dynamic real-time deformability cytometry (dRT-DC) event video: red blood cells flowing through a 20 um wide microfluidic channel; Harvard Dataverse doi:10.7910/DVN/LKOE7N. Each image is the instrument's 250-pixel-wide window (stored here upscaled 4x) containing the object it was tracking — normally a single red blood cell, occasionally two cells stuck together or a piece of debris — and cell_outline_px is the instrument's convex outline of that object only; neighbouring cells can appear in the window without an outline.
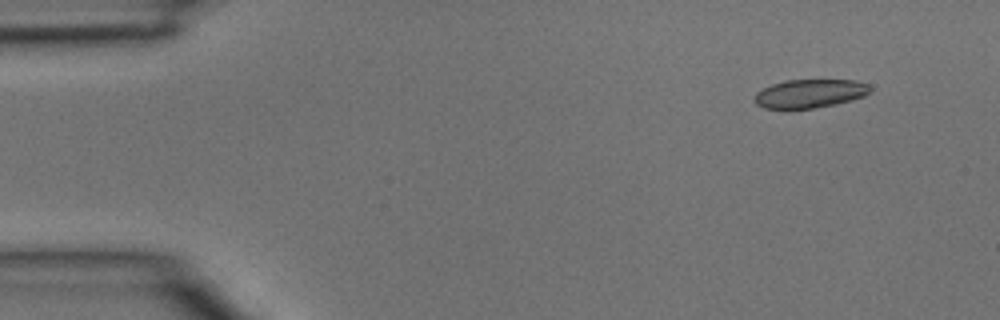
{"species": "common noctule bat (a hibernating species)", "species_latin": "Nyctalus noctula", "temperature_condition": "room temperature", "stored_images_in_passage": 3, "camera_frame_rate_fps": 3000, "um_per_image_px": 0.085, "animal": {"sex": "male", "body_mass_g": 15.6}, "frame": {"image": 1, "passage_image": 1, "time_ms": 0.0, "image_size_px": [1000, 320], "cell_outline_px": [[872, 92], [864, 96], [852, 100], [836, 104], [812, 108], [764, 108], [756, 104], [752, 100], [756, 92], [772, 84], [784, 80], [856, 80], [868, 84], [872, 88]], "centroid_in_image_um": [68.85, 7.94], "position_along_channel_um": 16.1, "area_um2": 19.36}}